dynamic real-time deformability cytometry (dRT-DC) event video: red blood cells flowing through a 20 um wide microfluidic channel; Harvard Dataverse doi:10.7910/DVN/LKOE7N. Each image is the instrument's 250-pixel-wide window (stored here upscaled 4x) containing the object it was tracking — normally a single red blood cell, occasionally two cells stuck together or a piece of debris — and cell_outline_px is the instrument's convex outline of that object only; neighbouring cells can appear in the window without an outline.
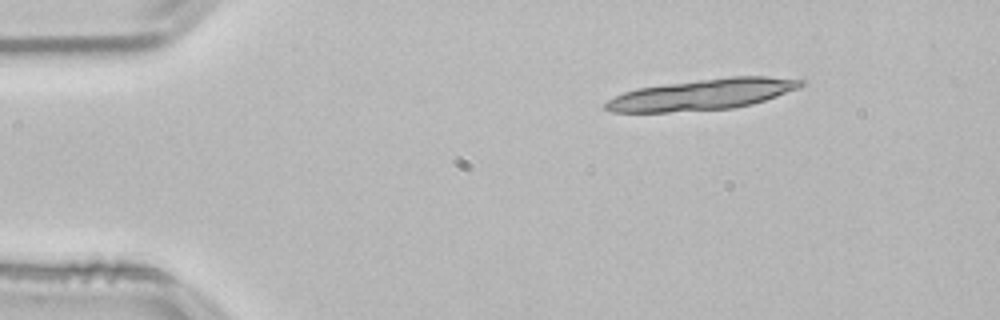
{"species": "common noctule bat (a hibernating species)", "species_latin": "Nyctalus noctula", "temperature_condition": "room temperature", "stored_images_in_passage": 13, "segment_of_instrument_passage": [1, 2], "camera_frame_rate_fps": 3000, "um_per_image_px": 0.085, "animal": {"sex": "male", "body_mass_g": 21.5, "forearm_length_mm": 52.0}, "frame": {"image": 1, "passage_image": 1, "time_ms": 0.0, "image_size_px": [1000, 320], "cell_outline_px": [[776, 92], [768, 96], [756, 100], [676, 108], [656, 108], [652, 88], [720, 80], [776, 80]], "centroid_in_image_um": [60.56, 7.9], "position_along_channel_um": 24.4, "area_um2": 18.84}}